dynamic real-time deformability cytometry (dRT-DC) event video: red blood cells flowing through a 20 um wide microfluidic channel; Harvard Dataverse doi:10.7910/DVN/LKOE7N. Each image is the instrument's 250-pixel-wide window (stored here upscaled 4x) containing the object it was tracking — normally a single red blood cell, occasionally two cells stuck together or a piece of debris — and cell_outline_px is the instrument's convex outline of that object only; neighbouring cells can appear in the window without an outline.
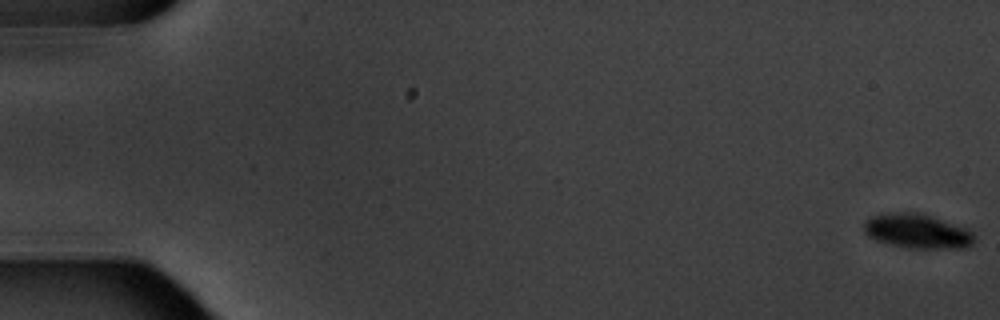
{"species": "common noctule bat (a hibernating species)", "species_latin": "Nyctalus noctula", "temperature_condition": "warm", "stored_images_in_passage": 6, "camera_frame_rate_fps": 3000, "um_per_image_px": 0.085, "animal": {"sex": "male", "body_mass_g": 20.1, "forearm_length_mm": 53.5}, "frame": {"image": 1, "passage_image": 1, "time_ms": 0.0, "image_size_px": [1000, 320], "cell_outline_px": [[972, 244], [968, 248], [908, 248], [888, 244], [876, 240], [868, 236], [864, 232], [864, 220], [872, 216], [888, 212], [924, 212], [964, 228], [972, 232]], "centroid_in_image_um": [77.91, 19.63], "position_along_channel_um": 7.1, "area_um2": 22.31}}
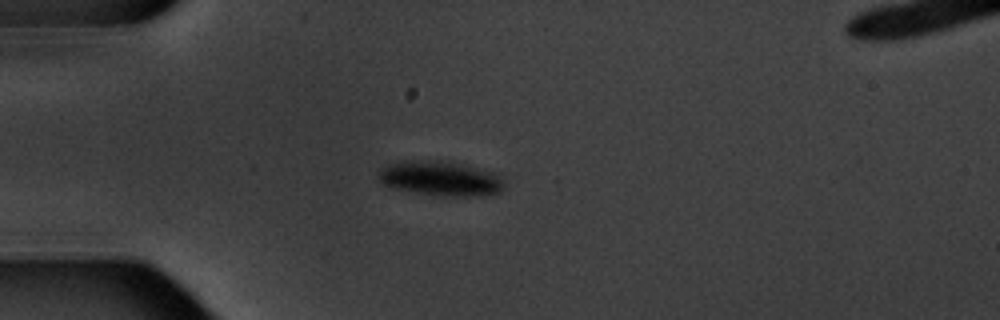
{"frame": {"image": 2, "passage_image": 5, "time_ms": 5.333, "image_size_px": [1000, 320], "cell_outline_px": [[504, 188], [500, 192], [476, 196], [444, 196], [396, 188], [384, 184], [380, 180], [380, 172], [388, 164], [404, 160], [452, 160], [500, 172], [504, 180]], "centroid_in_image_um": [37.59, 15.13], "position_along_channel_um": 47.4, "area_um2": 25.84}}